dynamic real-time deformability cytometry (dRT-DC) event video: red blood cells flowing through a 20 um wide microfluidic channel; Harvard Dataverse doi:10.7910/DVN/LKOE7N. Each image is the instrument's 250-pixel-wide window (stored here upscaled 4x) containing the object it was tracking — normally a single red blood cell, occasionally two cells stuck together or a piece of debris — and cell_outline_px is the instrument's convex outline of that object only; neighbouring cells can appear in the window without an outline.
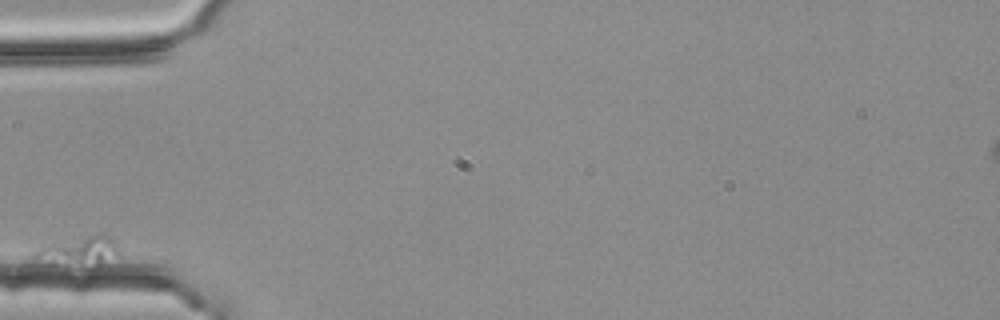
{"species": "common noctule bat (a hibernating species)", "species_latin": "Nyctalus noctula", "temperature_condition": "room temperature", "stored_images_in_passage": 6, "camera_frame_rate_fps": 3000, "um_per_image_px": 0.085, "animal": {"sex": "female", "body_mass_g": 25.1}, "frame": {"image": 1, "passage_image": 1, "time_ms": 0.0, "image_size_px": [1000, 320], "cell_outline_px": [[120, 252], [100, 264], [64, 272], [52, 268], [32, 256], [40, 248], [48, 244], [88, 236], [108, 236], [120, 248]], "centroid_in_image_um": [6.59, 21.5], "position_along_channel_um": 78.4, "area_um2": 15.03}}